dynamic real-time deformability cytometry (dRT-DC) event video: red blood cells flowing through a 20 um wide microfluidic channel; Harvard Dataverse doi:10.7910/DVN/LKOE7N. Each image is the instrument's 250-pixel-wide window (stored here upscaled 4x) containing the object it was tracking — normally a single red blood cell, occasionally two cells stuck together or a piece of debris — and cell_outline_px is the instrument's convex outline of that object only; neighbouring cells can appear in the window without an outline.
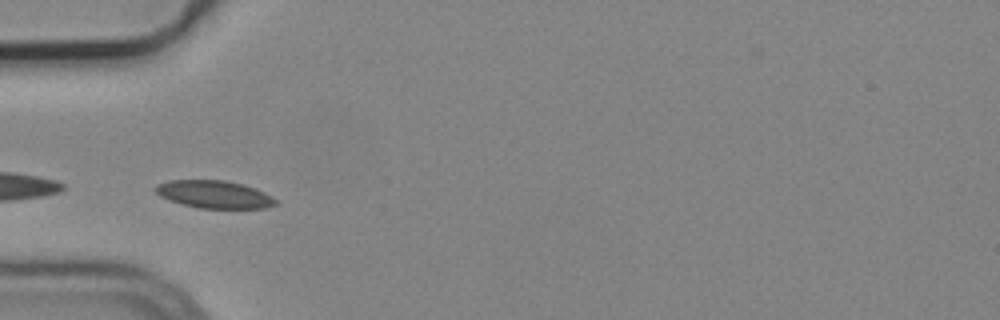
{"species": "common noctule bat (a hibernating species)", "species_latin": "Nyctalus noctula", "temperature_condition": "cold", "stored_images_in_passage": 6, "camera_frame_rate_fps": 3000, "um_per_image_px": 0.085, "animal": {"sex": "male", "body_mass_g": 19.2, "forearm_length_mm": 51.8}, "frame": {"image": 1, "passage_image": 3, "time_ms": 0.667, "image_size_px": [1000, 320], "cell_outline_px": [[280, 204], [264, 208], [200, 208], [168, 200], [160, 196], [152, 188], [156, 184], [168, 180], [224, 180], [244, 184], [264, 192], [280, 200]], "centroid_in_image_um": [18.23, 16.51], "position_along_channel_um": 66.8, "area_um2": 19.59}}
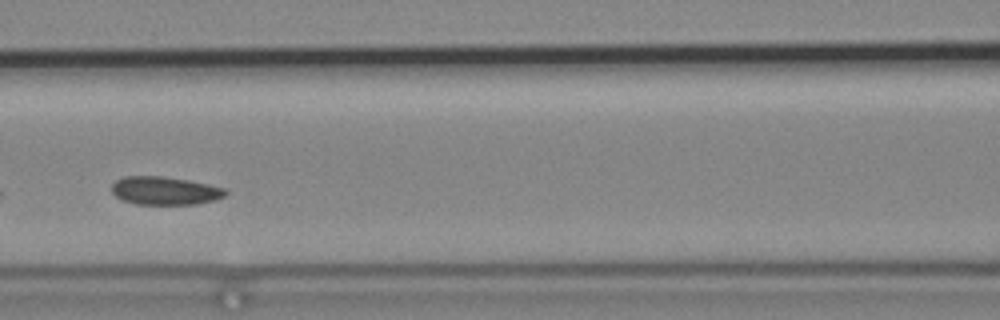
{"frame": {"image": 2, "passage_image": 5, "time_ms": 1.333, "image_size_px": [1000, 320], "cell_outline_px": [[228, 192], [224, 196], [216, 200], [196, 204], [136, 204], [124, 200], [116, 196], [112, 192], [112, 184], [116, 180], [124, 176], [164, 176], [188, 180], [208, 184], [224, 188]], "centroid_in_image_um": [14.02, 16.2], "position_along_channel_um": 152.6, "area_um2": 18.67}}
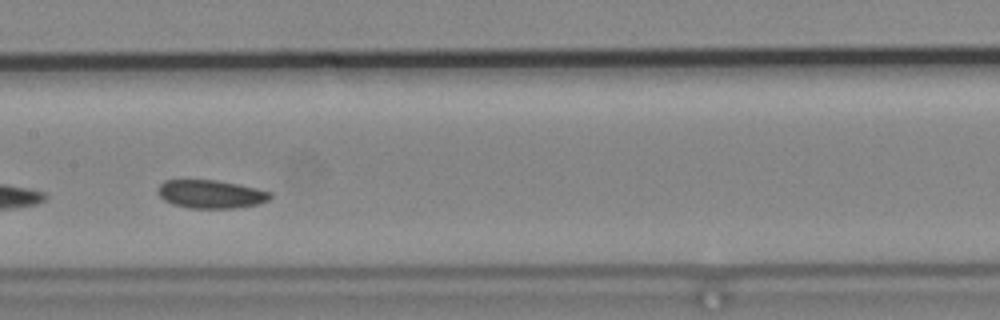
{"frame": {"image": 3, "passage_image": 6, "time_ms": 1.667, "image_size_px": [1000, 320], "cell_outline_px": [[272, 196], [268, 200], [260, 204], [236, 208], [188, 208], [172, 204], [164, 200], [160, 196], [160, 184], [164, 180], [216, 180], [256, 188], [272, 192]], "centroid_in_image_um": [17.96, 16.51], "position_along_channel_um": 189.4, "area_um2": 18.44}}